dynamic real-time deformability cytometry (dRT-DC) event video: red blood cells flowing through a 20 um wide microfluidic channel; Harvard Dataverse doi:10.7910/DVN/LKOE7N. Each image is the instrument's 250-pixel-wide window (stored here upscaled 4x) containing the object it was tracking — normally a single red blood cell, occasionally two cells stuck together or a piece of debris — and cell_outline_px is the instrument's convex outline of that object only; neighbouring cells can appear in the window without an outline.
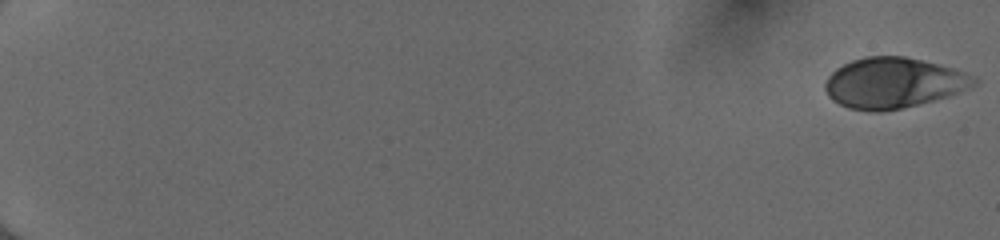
{"species": "human", "species_latin": "Homo sapiens", "temperature_condition": "cold", "stored_images_in_passage": 54, "camera_frame_rate_fps": 3000, "um_per_image_px": 0.085, "donor": {"sex": "female"}, "frame": {"image": 1, "passage_image": 1, "time_ms": 0.0, "image_size_px": [1000, 240], "cell_outline_px": [[980, 80], [976, 84], [960, 92], [948, 96], [900, 108], [880, 112], [872, 112], [848, 108], [832, 100], [828, 96], [824, 88], [824, 84], [828, 76], [836, 68], [852, 60], [864, 56], [904, 56], [952, 68], [964, 72]], "centroid_in_image_um": [75.9, 7.05], "position_along_channel_um": 9.1, "area_um2": 43.58}}
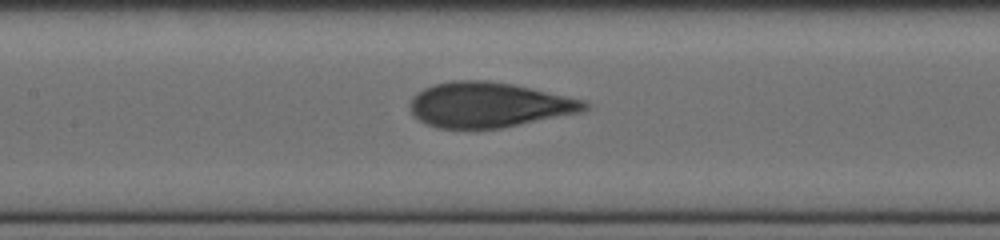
{"frame": {"image": 2, "passage_image": 29, "time_ms": 9.333, "image_size_px": [1000, 240], "cell_outline_px": [[592, 104], [588, 108], [580, 112], [500, 128], [436, 128], [424, 124], [408, 108], [408, 104], [412, 96], [416, 92], [432, 84], [452, 80], [488, 80], [512, 84], [588, 100]], "centroid_in_image_um": [41.53, 8.9], "position_along_channel_um": 165.9, "area_um2": 46.18}}
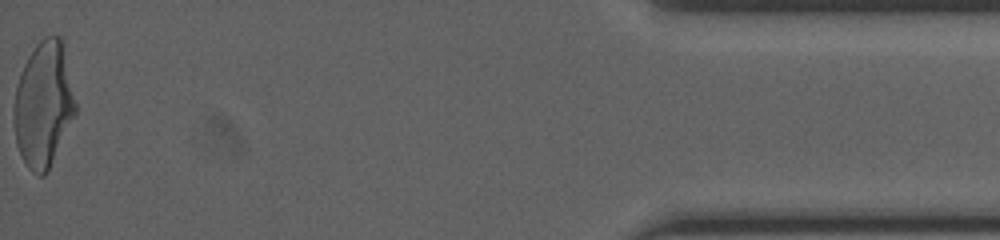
{"frame": {"image": 3, "passage_image": 54, "time_ms": 17.667, "image_size_px": [1000, 240], "cell_outline_px": [[76, 112], [48, 172], [44, 176], [40, 176], [32, 172], [28, 168], [16, 144], [12, 116], [12, 108], [16, 88], [20, 72], [28, 56], [36, 44], [44, 36], [60, 36], [76, 104]], "centroid_in_image_um": [3.66, 8.92], "position_along_channel_um": 431.5, "area_um2": 44.8}, "authors_computed_cell_mechanics": {"area_um2": 44.4771, "velocity_mm_per_s": 4.0438, "shape_relaxation_time_tau1_ms": 5.4361, "shape_relaxation_time_tau2_ms": null, "deformation_change_tau1": 0.1984, "deformation_change_tau2": null}}